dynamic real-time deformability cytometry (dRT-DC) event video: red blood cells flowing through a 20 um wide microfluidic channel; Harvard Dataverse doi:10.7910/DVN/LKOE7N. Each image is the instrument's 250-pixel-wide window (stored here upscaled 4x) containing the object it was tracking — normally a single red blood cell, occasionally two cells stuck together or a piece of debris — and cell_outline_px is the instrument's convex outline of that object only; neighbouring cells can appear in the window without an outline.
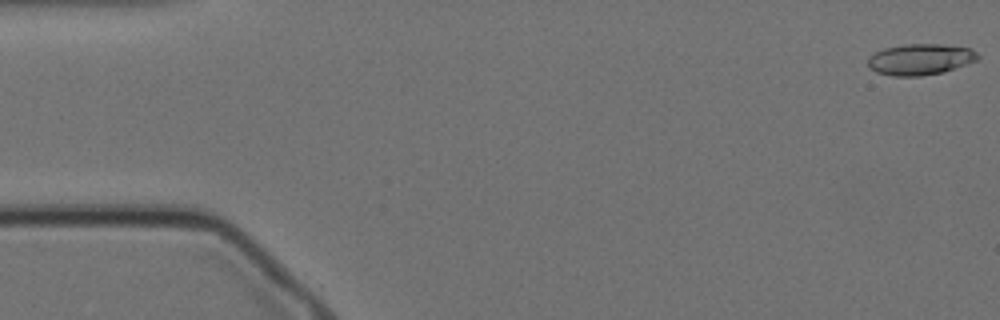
{"species": "Egyptian fruit bat (a non-hibernating species)", "species_latin": "Rousettus aegyptiacus", "temperature_condition": "cold", "stored_images_in_passage": 5, "camera_frame_rate_fps": 3000, "um_per_image_px": 0.085, "animal": {"sex": "female"}, "frame": {"image": 1, "passage_image": 1, "time_ms": 0.0, "image_size_px": [1000, 320], "cell_outline_px": [[980, 56], [976, 60], [940, 72], [920, 76], [892, 76], [876, 72], [868, 64], [868, 56], [884, 48], [908, 44], [940, 44], [972, 48]], "centroid_in_image_um": [78.2, 5.03], "position_along_channel_um": 6.8, "area_um2": 19.59}}